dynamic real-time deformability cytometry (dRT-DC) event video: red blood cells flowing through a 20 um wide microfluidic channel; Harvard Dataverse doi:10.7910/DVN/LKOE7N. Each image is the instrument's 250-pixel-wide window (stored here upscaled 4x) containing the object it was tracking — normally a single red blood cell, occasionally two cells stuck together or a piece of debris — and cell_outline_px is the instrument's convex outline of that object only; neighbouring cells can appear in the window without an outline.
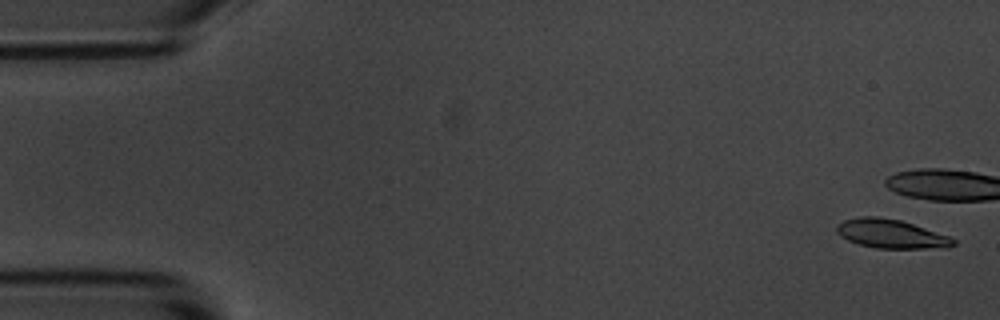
{"species": "common noctule bat (a hibernating species)", "species_latin": "Nyctalus noctula", "temperature_condition": "room temperature", "stored_images_in_passage": 6, "camera_frame_rate_fps": 3000, "um_per_image_px": 0.085, "animal": {"sex": "male", "body_mass_g": 20.1, "forearm_length_mm": 53.5}, "frame": {"image": 1, "passage_image": 1, "time_ms": 0.0, "image_size_px": [1000, 320], "cell_outline_px": [[956, 244], [948, 248], [876, 248], [860, 244], [848, 240], [840, 236], [836, 232], [836, 224], [844, 220], [860, 216], [876, 216], [900, 220], [948, 236], [956, 240]], "centroid_in_image_um": [75.72, 19.87], "position_along_channel_um": 9.3, "area_um2": 19.54}}